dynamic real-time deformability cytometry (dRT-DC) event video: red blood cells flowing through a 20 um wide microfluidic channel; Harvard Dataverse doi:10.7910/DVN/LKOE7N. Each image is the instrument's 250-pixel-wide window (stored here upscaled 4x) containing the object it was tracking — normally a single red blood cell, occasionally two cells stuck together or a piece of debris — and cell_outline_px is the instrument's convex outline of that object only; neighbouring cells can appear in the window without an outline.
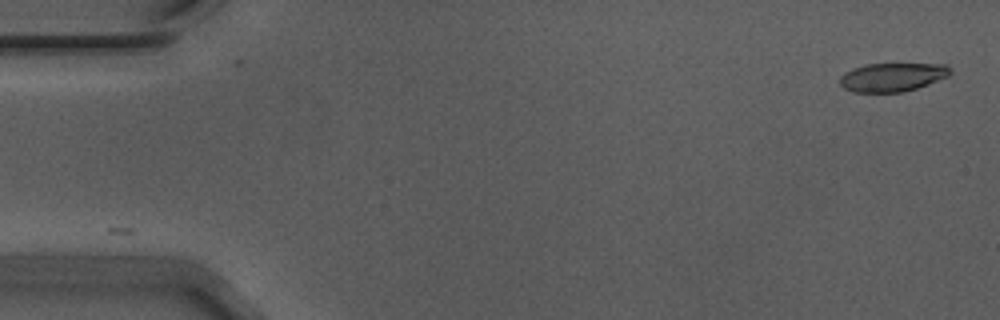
{"species": "Egyptian fruit bat (a non-hibernating species)", "species_latin": "Rousettus aegyptiacus", "temperature_condition": "warm", "stored_images_in_passage": 15, "camera_frame_rate_fps": 3000, "um_per_image_px": 0.085, "animal": {"sex": "male"}, "frame": {"image": 1, "passage_image": 1, "time_ms": 0.0, "image_size_px": [1000, 320], "cell_outline_px": [[952, 72], [948, 76], [916, 88], [904, 92], [852, 92], [844, 88], [840, 84], [840, 76], [844, 72], [852, 68], [864, 64], [948, 64], [952, 68]], "centroid_in_image_um": [75.84, 6.55], "position_along_channel_um": 9.2, "area_um2": 18.5}}
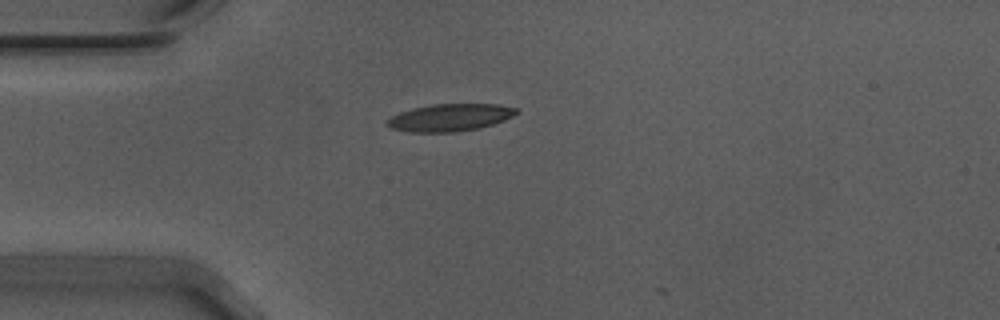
{"frame": {"image": 2, "passage_image": 14, "time_ms": 4.333, "image_size_px": [1000, 320], "cell_outline_px": [[520, 112], [504, 120], [492, 124], [476, 128], [456, 132], [412, 132], [392, 128], [384, 124], [392, 116], [400, 112], [412, 108], [432, 104], [500, 104], [516, 108]], "centroid_in_image_um": [38.25, 9.98], "position_along_channel_um": 46.8, "area_um2": 20.46}}